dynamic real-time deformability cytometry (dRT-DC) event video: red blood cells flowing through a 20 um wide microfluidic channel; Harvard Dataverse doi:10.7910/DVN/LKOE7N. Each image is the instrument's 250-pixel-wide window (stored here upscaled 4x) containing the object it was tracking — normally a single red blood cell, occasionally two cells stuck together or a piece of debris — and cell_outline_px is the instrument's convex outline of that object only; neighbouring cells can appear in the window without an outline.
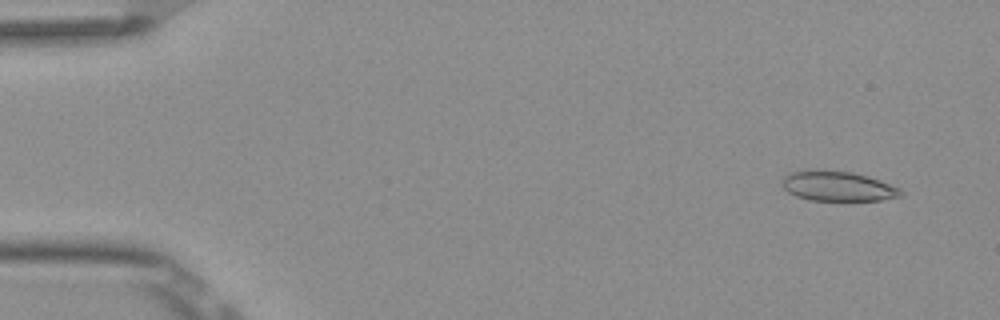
{"species": "Egyptian fruit bat (a non-hibernating species)", "species_latin": "Rousettus aegyptiacus", "temperature_condition": "room temperature", "stored_images_in_passage": 5, "segment_of_instrument_passage": [1, 2], "camera_frame_rate_fps": 3000, "um_per_image_px": 0.085, "frame": {"image": 1, "passage_image": 1, "time_ms": 0.0, "image_size_px": [1000, 320], "cell_outline_px": [[904, 196], [880, 200], [808, 200], [796, 196], [788, 192], [780, 184], [784, 176], [792, 172], [816, 168], [820, 168], [852, 172], [868, 176], [880, 180], [900, 188], [904, 192]], "centroid_in_image_um": [71.2, 15.8], "position_along_channel_um": 13.8, "area_um2": 21.1}}